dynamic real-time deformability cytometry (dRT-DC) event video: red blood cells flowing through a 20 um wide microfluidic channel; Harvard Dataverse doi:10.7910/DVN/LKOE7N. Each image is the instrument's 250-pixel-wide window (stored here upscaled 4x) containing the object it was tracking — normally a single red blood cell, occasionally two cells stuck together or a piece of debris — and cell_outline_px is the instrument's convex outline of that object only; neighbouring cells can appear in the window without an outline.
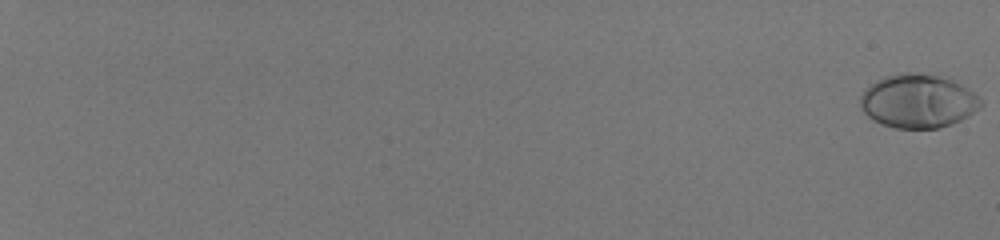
{"species": "human", "species_latin": "Homo sapiens", "temperature_condition": "room temperature", "stored_images_in_passage": 58, "camera_frame_rate_fps": 3000, "um_per_image_px": 0.085, "donor": {"sex": "male"}, "frame": {"image": 1, "passage_image": 1, "time_ms": 0.0, "image_size_px": [1000, 240], "cell_outline_px": [[984, 104], [980, 108], [968, 116], [960, 120], [936, 128], [896, 128], [880, 124], [872, 120], [860, 108], [860, 96], [864, 88], [876, 80], [884, 76], [904, 72], [908, 72], [940, 76], [952, 80], [968, 88], [984, 100]], "centroid_in_image_um": [78.01, 8.59], "position_along_channel_um": 7.0, "area_um2": 37.92}}
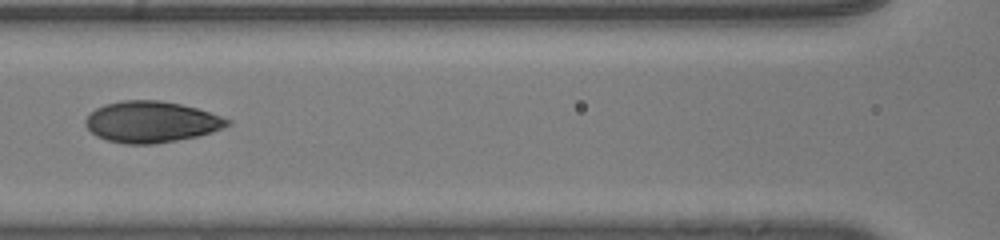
{"frame": {"image": 2, "passage_image": 34, "time_ms": 11.0, "image_size_px": [1000, 240], "cell_outline_px": [[232, 124], [212, 132], [196, 136], [176, 140], [152, 144], [124, 144], [108, 140], [96, 136], [84, 124], [84, 120], [96, 108], [104, 104], [120, 100], [160, 100], [180, 104], [196, 108], [232, 120]], "centroid_in_image_um": [12.85, 10.35], "position_along_channel_um": 153.8, "area_um2": 33.99}}
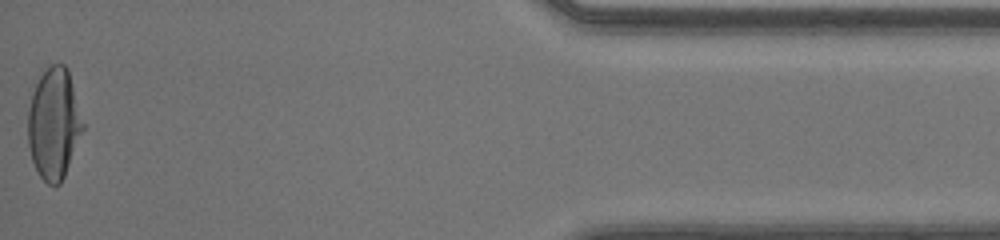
{"frame": {"image": 3, "passage_image": 58, "time_ms": 19.0, "image_size_px": [1000, 240], "cell_outline_px": [[84, 128], [64, 176], [60, 184], [48, 184], [40, 176], [32, 160], [28, 144], [28, 108], [36, 84], [40, 76], [52, 64], [64, 64], [68, 68], [84, 124]], "centroid_in_image_um": [4.58, 10.51], "position_along_channel_um": 430.6, "area_um2": 35.14}, "authors_computed_cell_mechanics": {"area_um2": 34.2465, "velocity_mm_per_s": 4.1514, "shape_relaxation_time_tau1_ms": 4.9245, "shape_relaxation_time_tau2_ms": null, "deformation_change_tau1": 0.2182, "deformation_change_tau2": null}}